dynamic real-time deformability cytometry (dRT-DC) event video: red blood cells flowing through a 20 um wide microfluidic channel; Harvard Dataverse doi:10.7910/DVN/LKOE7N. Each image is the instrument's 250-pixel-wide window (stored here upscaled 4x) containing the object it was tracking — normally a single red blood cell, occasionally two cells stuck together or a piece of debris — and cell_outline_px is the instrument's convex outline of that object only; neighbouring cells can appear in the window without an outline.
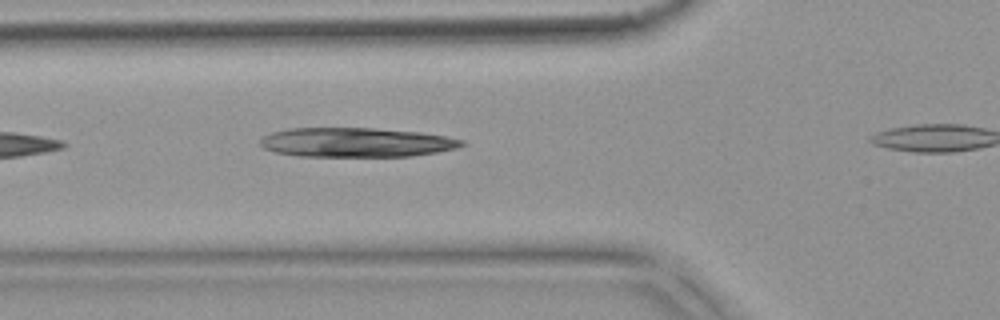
{"species": "common noctule bat (a hibernating species)", "species_latin": "Nyctalus noctula", "temperature_condition": "warm", "stored_images_in_passage": 3, "camera_frame_rate_fps": 3000, "um_per_image_px": 0.085, "animal": {"sex": "female", "body_mass_g": 18.4}, "frame": {"image": 1, "passage_image": 2, "time_ms": 0.333, "image_size_px": [1000, 320], "cell_outline_px": [[468, 144], [456, 148], [436, 152], [408, 156], [300, 156], [276, 152], [264, 148], [260, 144], [260, 140], [264, 136], [272, 132], [288, 128], [376, 128], [420, 132], [444, 136], [464, 140]], "centroid_in_image_um": [30.29, 12.09], "position_along_channel_um": 95.5, "area_um2": 34.39}}